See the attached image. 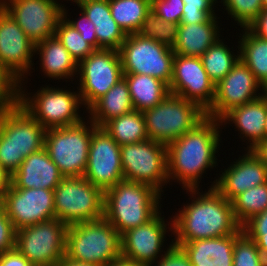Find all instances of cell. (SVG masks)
I'll return each instance as SVG.
<instances>
[{
	"instance_id": "obj_1",
	"label": "cell",
	"mask_w": 267,
	"mask_h": 266,
	"mask_svg": "<svg viewBox=\"0 0 267 266\" xmlns=\"http://www.w3.org/2000/svg\"><path fill=\"white\" fill-rule=\"evenodd\" d=\"M199 190L187 189L193 198L191 204L172 216L173 235L176 234L173 243L241 234L243 229L234 216L231 201L214 187L204 193Z\"/></svg>"
},
{
	"instance_id": "obj_2",
	"label": "cell",
	"mask_w": 267,
	"mask_h": 266,
	"mask_svg": "<svg viewBox=\"0 0 267 266\" xmlns=\"http://www.w3.org/2000/svg\"><path fill=\"white\" fill-rule=\"evenodd\" d=\"M220 125V119L206 116L192 130L167 145L169 183L172 179L185 190L199 189L203 173L217 164Z\"/></svg>"
},
{
	"instance_id": "obj_3",
	"label": "cell",
	"mask_w": 267,
	"mask_h": 266,
	"mask_svg": "<svg viewBox=\"0 0 267 266\" xmlns=\"http://www.w3.org/2000/svg\"><path fill=\"white\" fill-rule=\"evenodd\" d=\"M161 195L150 185L122 180L104 192V218L122 235L161 210Z\"/></svg>"
},
{
	"instance_id": "obj_4",
	"label": "cell",
	"mask_w": 267,
	"mask_h": 266,
	"mask_svg": "<svg viewBox=\"0 0 267 266\" xmlns=\"http://www.w3.org/2000/svg\"><path fill=\"white\" fill-rule=\"evenodd\" d=\"M46 129L20 104L0 113V168L11 177L30 154L44 147Z\"/></svg>"
},
{
	"instance_id": "obj_5",
	"label": "cell",
	"mask_w": 267,
	"mask_h": 266,
	"mask_svg": "<svg viewBox=\"0 0 267 266\" xmlns=\"http://www.w3.org/2000/svg\"><path fill=\"white\" fill-rule=\"evenodd\" d=\"M65 256L78 262L107 266L122 256L121 235L104 217L70 225Z\"/></svg>"
},
{
	"instance_id": "obj_6",
	"label": "cell",
	"mask_w": 267,
	"mask_h": 266,
	"mask_svg": "<svg viewBox=\"0 0 267 266\" xmlns=\"http://www.w3.org/2000/svg\"><path fill=\"white\" fill-rule=\"evenodd\" d=\"M142 113L148 138L165 145L182 137L206 117L205 110L197 103L171 93Z\"/></svg>"
},
{
	"instance_id": "obj_7",
	"label": "cell",
	"mask_w": 267,
	"mask_h": 266,
	"mask_svg": "<svg viewBox=\"0 0 267 266\" xmlns=\"http://www.w3.org/2000/svg\"><path fill=\"white\" fill-rule=\"evenodd\" d=\"M22 85V86H21ZM19 82L20 104L46 130L72 126L83 121L79 115V108L83 105L79 91L72 92L63 88L42 87L34 96L23 90Z\"/></svg>"
},
{
	"instance_id": "obj_8",
	"label": "cell",
	"mask_w": 267,
	"mask_h": 266,
	"mask_svg": "<svg viewBox=\"0 0 267 266\" xmlns=\"http://www.w3.org/2000/svg\"><path fill=\"white\" fill-rule=\"evenodd\" d=\"M55 217L68 226L104 217V192L83 177H64L54 189Z\"/></svg>"
},
{
	"instance_id": "obj_9",
	"label": "cell",
	"mask_w": 267,
	"mask_h": 266,
	"mask_svg": "<svg viewBox=\"0 0 267 266\" xmlns=\"http://www.w3.org/2000/svg\"><path fill=\"white\" fill-rule=\"evenodd\" d=\"M87 123L83 120L72 126L48 129L45 132L44 148L64 177L84 175L92 136V121Z\"/></svg>"
},
{
	"instance_id": "obj_10",
	"label": "cell",
	"mask_w": 267,
	"mask_h": 266,
	"mask_svg": "<svg viewBox=\"0 0 267 266\" xmlns=\"http://www.w3.org/2000/svg\"><path fill=\"white\" fill-rule=\"evenodd\" d=\"M68 227L54 218L20 228L15 248L33 266H55L65 256Z\"/></svg>"
},
{
	"instance_id": "obj_11",
	"label": "cell",
	"mask_w": 267,
	"mask_h": 266,
	"mask_svg": "<svg viewBox=\"0 0 267 266\" xmlns=\"http://www.w3.org/2000/svg\"><path fill=\"white\" fill-rule=\"evenodd\" d=\"M118 51L123 74L149 75L170 85L175 56L172 48L136 33L127 35Z\"/></svg>"
},
{
	"instance_id": "obj_12",
	"label": "cell",
	"mask_w": 267,
	"mask_h": 266,
	"mask_svg": "<svg viewBox=\"0 0 267 266\" xmlns=\"http://www.w3.org/2000/svg\"><path fill=\"white\" fill-rule=\"evenodd\" d=\"M120 151L124 180L150 185L160 194L164 191L169 182L167 145L148 139L123 144Z\"/></svg>"
},
{
	"instance_id": "obj_13",
	"label": "cell",
	"mask_w": 267,
	"mask_h": 266,
	"mask_svg": "<svg viewBox=\"0 0 267 266\" xmlns=\"http://www.w3.org/2000/svg\"><path fill=\"white\" fill-rule=\"evenodd\" d=\"M79 84L77 87L86 111L119 80L123 69L118 50H95L78 63Z\"/></svg>"
},
{
	"instance_id": "obj_14",
	"label": "cell",
	"mask_w": 267,
	"mask_h": 266,
	"mask_svg": "<svg viewBox=\"0 0 267 266\" xmlns=\"http://www.w3.org/2000/svg\"><path fill=\"white\" fill-rule=\"evenodd\" d=\"M120 148L103 127L92 122L88 162L83 176L103 192L124 180Z\"/></svg>"
},
{
	"instance_id": "obj_15",
	"label": "cell",
	"mask_w": 267,
	"mask_h": 266,
	"mask_svg": "<svg viewBox=\"0 0 267 266\" xmlns=\"http://www.w3.org/2000/svg\"><path fill=\"white\" fill-rule=\"evenodd\" d=\"M0 6L35 44L55 34L63 7L57 0H0Z\"/></svg>"
},
{
	"instance_id": "obj_16",
	"label": "cell",
	"mask_w": 267,
	"mask_h": 266,
	"mask_svg": "<svg viewBox=\"0 0 267 266\" xmlns=\"http://www.w3.org/2000/svg\"><path fill=\"white\" fill-rule=\"evenodd\" d=\"M3 202L6 216L11 220L16 231L56 218L54 190L18 189L10 183Z\"/></svg>"
},
{
	"instance_id": "obj_17",
	"label": "cell",
	"mask_w": 267,
	"mask_h": 266,
	"mask_svg": "<svg viewBox=\"0 0 267 266\" xmlns=\"http://www.w3.org/2000/svg\"><path fill=\"white\" fill-rule=\"evenodd\" d=\"M169 90L171 94L197 103L205 111L215 97V84L205 71L200 57L175 54Z\"/></svg>"
},
{
	"instance_id": "obj_18",
	"label": "cell",
	"mask_w": 267,
	"mask_h": 266,
	"mask_svg": "<svg viewBox=\"0 0 267 266\" xmlns=\"http://www.w3.org/2000/svg\"><path fill=\"white\" fill-rule=\"evenodd\" d=\"M258 90H262V93L257 96ZM263 94L262 85L239 59L230 72L215 85V97L212 105L205 111L206 116L220 119L230 109L249 103Z\"/></svg>"
},
{
	"instance_id": "obj_19",
	"label": "cell",
	"mask_w": 267,
	"mask_h": 266,
	"mask_svg": "<svg viewBox=\"0 0 267 266\" xmlns=\"http://www.w3.org/2000/svg\"><path fill=\"white\" fill-rule=\"evenodd\" d=\"M33 43L12 16L0 6V63L18 81L25 80L30 69H34ZM25 74V75H24Z\"/></svg>"
},
{
	"instance_id": "obj_20",
	"label": "cell",
	"mask_w": 267,
	"mask_h": 266,
	"mask_svg": "<svg viewBox=\"0 0 267 266\" xmlns=\"http://www.w3.org/2000/svg\"><path fill=\"white\" fill-rule=\"evenodd\" d=\"M165 222L167 221H164L159 211L147 223L123 233L121 235L122 257L144 266H153L154 262L163 256L161 248L165 242L166 232L173 233V220L170 221V227ZM167 229L169 230L166 231Z\"/></svg>"
},
{
	"instance_id": "obj_21",
	"label": "cell",
	"mask_w": 267,
	"mask_h": 266,
	"mask_svg": "<svg viewBox=\"0 0 267 266\" xmlns=\"http://www.w3.org/2000/svg\"><path fill=\"white\" fill-rule=\"evenodd\" d=\"M246 152L211 184L229 201L247 189L267 183V166L251 150Z\"/></svg>"
},
{
	"instance_id": "obj_22",
	"label": "cell",
	"mask_w": 267,
	"mask_h": 266,
	"mask_svg": "<svg viewBox=\"0 0 267 266\" xmlns=\"http://www.w3.org/2000/svg\"><path fill=\"white\" fill-rule=\"evenodd\" d=\"M64 176L43 147L25 157L10 183L18 189L42 188L54 190Z\"/></svg>"
},
{
	"instance_id": "obj_23",
	"label": "cell",
	"mask_w": 267,
	"mask_h": 266,
	"mask_svg": "<svg viewBox=\"0 0 267 266\" xmlns=\"http://www.w3.org/2000/svg\"><path fill=\"white\" fill-rule=\"evenodd\" d=\"M267 117V97L263 94L259 98L230 109L221 118V124H235L240 132V138H246L251 150L259 141L264 140V124ZM243 135V136H242Z\"/></svg>"
},
{
	"instance_id": "obj_24",
	"label": "cell",
	"mask_w": 267,
	"mask_h": 266,
	"mask_svg": "<svg viewBox=\"0 0 267 266\" xmlns=\"http://www.w3.org/2000/svg\"><path fill=\"white\" fill-rule=\"evenodd\" d=\"M240 234L174 243L188 254L192 266H233L234 240Z\"/></svg>"
},
{
	"instance_id": "obj_25",
	"label": "cell",
	"mask_w": 267,
	"mask_h": 266,
	"mask_svg": "<svg viewBox=\"0 0 267 266\" xmlns=\"http://www.w3.org/2000/svg\"><path fill=\"white\" fill-rule=\"evenodd\" d=\"M217 17L206 22L179 24L177 38L173 46L175 54L201 57L220 38Z\"/></svg>"
},
{
	"instance_id": "obj_26",
	"label": "cell",
	"mask_w": 267,
	"mask_h": 266,
	"mask_svg": "<svg viewBox=\"0 0 267 266\" xmlns=\"http://www.w3.org/2000/svg\"><path fill=\"white\" fill-rule=\"evenodd\" d=\"M77 6L95 25L98 45L102 49L119 50L127 35L113 19L109 0H84Z\"/></svg>"
},
{
	"instance_id": "obj_27",
	"label": "cell",
	"mask_w": 267,
	"mask_h": 266,
	"mask_svg": "<svg viewBox=\"0 0 267 266\" xmlns=\"http://www.w3.org/2000/svg\"><path fill=\"white\" fill-rule=\"evenodd\" d=\"M36 53L40 54V69L46 77L63 80L78 75V63L55 35L35 44Z\"/></svg>"
},
{
	"instance_id": "obj_28",
	"label": "cell",
	"mask_w": 267,
	"mask_h": 266,
	"mask_svg": "<svg viewBox=\"0 0 267 266\" xmlns=\"http://www.w3.org/2000/svg\"><path fill=\"white\" fill-rule=\"evenodd\" d=\"M134 110L128 84L123 77L108 92L98 99L87 111L89 119L103 127L109 120Z\"/></svg>"
},
{
	"instance_id": "obj_29",
	"label": "cell",
	"mask_w": 267,
	"mask_h": 266,
	"mask_svg": "<svg viewBox=\"0 0 267 266\" xmlns=\"http://www.w3.org/2000/svg\"><path fill=\"white\" fill-rule=\"evenodd\" d=\"M130 92L134 110L145 111L158 105L169 93V86L152 76L123 74Z\"/></svg>"
},
{
	"instance_id": "obj_30",
	"label": "cell",
	"mask_w": 267,
	"mask_h": 266,
	"mask_svg": "<svg viewBox=\"0 0 267 266\" xmlns=\"http://www.w3.org/2000/svg\"><path fill=\"white\" fill-rule=\"evenodd\" d=\"M239 39V59L249 68L263 88L267 86V39L256 36L248 27Z\"/></svg>"
},
{
	"instance_id": "obj_31",
	"label": "cell",
	"mask_w": 267,
	"mask_h": 266,
	"mask_svg": "<svg viewBox=\"0 0 267 266\" xmlns=\"http://www.w3.org/2000/svg\"><path fill=\"white\" fill-rule=\"evenodd\" d=\"M103 128L120 146L149 139L144 115L137 110L109 120Z\"/></svg>"
},
{
	"instance_id": "obj_32",
	"label": "cell",
	"mask_w": 267,
	"mask_h": 266,
	"mask_svg": "<svg viewBox=\"0 0 267 266\" xmlns=\"http://www.w3.org/2000/svg\"><path fill=\"white\" fill-rule=\"evenodd\" d=\"M111 15L126 35L136 34L151 10V0H109Z\"/></svg>"
},
{
	"instance_id": "obj_33",
	"label": "cell",
	"mask_w": 267,
	"mask_h": 266,
	"mask_svg": "<svg viewBox=\"0 0 267 266\" xmlns=\"http://www.w3.org/2000/svg\"><path fill=\"white\" fill-rule=\"evenodd\" d=\"M203 67L211 81L217 85L239 60L230 48L219 39L201 57Z\"/></svg>"
},
{
	"instance_id": "obj_34",
	"label": "cell",
	"mask_w": 267,
	"mask_h": 266,
	"mask_svg": "<svg viewBox=\"0 0 267 266\" xmlns=\"http://www.w3.org/2000/svg\"><path fill=\"white\" fill-rule=\"evenodd\" d=\"M231 203L236 220L243 226L253 216L267 209V183L245 190Z\"/></svg>"
},
{
	"instance_id": "obj_35",
	"label": "cell",
	"mask_w": 267,
	"mask_h": 266,
	"mask_svg": "<svg viewBox=\"0 0 267 266\" xmlns=\"http://www.w3.org/2000/svg\"><path fill=\"white\" fill-rule=\"evenodd\" d=\"M178 26L179 24L162 20L153 10H150L142 21L137 34L173 48L177 38Z\"/></svg>"
},
{
	"instance_id": "obj_36",
	"label": "cell",
	"mask_w": 267,
	"mask_h": 266,
	"mask_svg": "<svg viewBox=\"0 0 267 266\" xmlns=\"http://www.w3.org/2000/svg\"><path fill=\"white\" fill-rule=\"evenodd\" d=\"M54 35L77 63L96 50L63 16L57 22Z\"/></svg>"
},
{
	"instance_id": "obj_37",
	"label": "cell",
	"mask_w": 267,
	"mask_h": 266,
	"mask_svg": "<svg viewBox=\"0 0 267 266\" xmlns=\"http://www.w3.org/2000/svg\"><path fill=\"white\" fill-rule=\"evenodd\" d=\"M233 266H267L256 242L244 231L234 240Z\"/></svg>"
},
{
	"instance_id": "obj_38",
	"label": "cell",
	"mask_w": 267,
	"mask_h": 266,
	"mask_svg": "<svg viewBox=\"0 0 267 266\" xmlns=\"http://www.w3.org/2000/svg\"><path fill=\"white\" fill-rule=\"evenodd\" d=\"M241 28H247L264 9L261 0H221Z\"/></svg>"
},
{
	"instance_id": "obj_39",
	"label": "cell",
	"mask_w": 267,
	"mask_h": 266,
	"mask_svg": "<svg viewBox=\"0 0 267 266\" xmlns=\"http://www.w3.org/2000/svg\"><path fill=\"white\" fill-rule=\"evenodd\" d=\"M217 0H183V16L180 24L206 22L210 17H215L214 5Z\"/></svg>"
},
{
	"instance_id": "obj_40",
	"label": "cell",
	"mask_w": 267,
	"mask_h": 266,
	"mask_svg": "<svg viewBox=\"0 0 267 266\" xmlns=\"http://www.w3.org/2000/svg\"><path fill=\"white\" fill-rule=\"evenodd\" d=\"M19 82L0 63V113L18 104Z\"/></svg>"
},
{
	"instance_id": "obj_41",
	"label": "cell",
	"mask_w": 267,
	"mask_h": 266,
	"mask_svg": "<svg viewBox=\"0 0 267 266\" xmlns=\"http://www.w3.org/2000/svg\"><path fill=\"white\" fill-rule=\"evenodd\" d=\"M183 8V0H151V10L167 22L180 24Z\"/></svg>"
},
{
	"instance_id": "obj_42",
	"label": "cell",
	"mask_w": 267,
	"mask_h": 266,
	"mask_svg": "<svg viewBox=\"0 0 267 266\" xmlns=\"http://www.w3.org/2000/svg\"><path fill=\"white\" fill-rule=\"evenodd\" d=\"M62 7V16L71 24L87 42H89L96 50H101L102 48L98 45L97 36L95 33V25L88 19V16L83 11L81 12L79 19L77 21L67 19L68 12Z\"/></svg>"
},
{
	"instance_id": "obj_43",
	"label": "cell",
	"mask_w": 267,
	"mask_h": 266,
	"mask_svg": "<svg viewBox=\"0 0 267 266\" xmlns=\"http://www.w3.org/2000/svg\"><path fill=\"white\" fill-rule=\"evenodd\" d=\"M155 266H192V264L184 249L172 241L159 261L155 262Z\"/></svg>"
},
{
	"instance_id": "obj_44",
	"label": "cell",
	"mask_w": 267,
	"mask_h": 266,
	"mask_svg": "<svg viewBox=\"0 0 267 266\" xmlns=\"http://www.w3.org/2000/svg\"><path fill=\"white\" fill-rule=\"evenodd\" d=\"M16 230L11 220L5 216L0 221V254L15 249Z\"/></svg>"
},
{
	"instance_id": "obj_45",
	"label": "cell",
	"mask_w": 267,
	"mask_h": 266,
	"mask_svg": "<svg viewBox=\"0 0 267 266\" xmlns=\"http://www.w3.org/2000/svg\"><path fill=\"white\" fill-rule=\"evenodd\" d=\"M242 229L247 235H264L267 233V209L253 216L242 226Z\"/></svg>"
},
{
	"instance_id": "obj_46",
	"label": "cell",
	"mask_w": 267,
	"mask_h": 266,
	"mask_svg": "<svg viewBox=\"0 0 267 266\" xmlns=\"http://www.w3.org/2000/svg\"><path fill=\"white\" fill-rule=\"evenodd\" d=\"M0 266H33L16 248L0 254Z\"/></svg>"
},
{
	"instance_id": "obj_47",
	"label": "cell",
	"mask_w": 267,
	"mask_h": 266,
	"mask_svg": "<svg viewBox=\"0 0 267 266\" xmlns=\"http://www.w3.org/2000/svg\"><path fill=\"white\" fill-rule=\"evenodd\" d=\"M248 28L256 36L267 39V9H263Z\"/></svg>"
},
{
	"instance_id": "obj_48",
	"label": "cell",
	"mask_w": 267,
	"mask_h": 266,
	"mask_svg": "<svg viewBox=\"0 0 267 266\" xmlns=\"http://www.w3.org/2000/svg\"><path fill=\"white\" fill-rule=\"evenodd\" d=\"M257 244V247L262 254V258L267 264V233L264 235H248Z\"/></svg>"
},
{
	"instance_id": "obj_49",
	"label": "cell",
	"mask_w": 267,
	"mask_h": 266,
	"mask_svg": "<svg viewBox=\"0 0 267 266\" xmlns=\"http://www.w3.org/2000/svg\"><path fill=\"white\" fill-rule=\"evenodd\" d=\"M251 151L267 166V139L259 141Z\"/></svg>"
},
{
	"instance_id": "obj_50",
	"label": "cell",
	"mask_w": 267,
	"mask_h": 266,
	"mask_svg": "<svg viewBox=\"0 0 267 266\" xmlns=\"http://www.w3.org/2000/svg\"><path fill=\"white\" fill-rule=\"evenodd\" d=\"M10 184V177L4 173L0 168V202H3Z\"/></svg>"
},
{
	"instance_id": "obj_51",
	"label": "cell",
	"mask_w": 267,
	"mask_h": 266,
	"mask_svg": "<svg viewBox=\"0 0 267 266\" xmlns=\"http://www.w3.org/2000/svg\"><path fill=\"white\" fill-rule=\"evenodd\" d=\"M55 266H99L93 263L78 262L64 256Z\"/></svg>"
},
{
	"instance_id": "obj_52",
	"label": "cell",
	"mask_w": 267,
	"mask_h": 266,
	"mask_svg": "<svg viewBox=\"0 0 267 266\" xmlns=\"http://www.w3.org/2000/svg\"><path fill=\"white\" fill-rule=\"evenodd\" d=\"M107 266H144V265L136 263L132 260L126 259L121 256L115 259L114 261H111Z\"/></svg>"
},
{
	"instance_id": "obj_53",
	"label": "cell",
	"mask_w": 267,
	"mask_h": 266,
	"mask_svg": "<svg viewBox=\"0 0 267 266\" xmlns=\"http://www.w3.org/2000/svg\"><path fill=\"white\" fill-rule=\"evenodd\" d=\"M6 216L4 202H0V221Z\"/></svg>"
},
{
	"instance_id": "obj_54",
	"label": "cell",
	"mask_w": 267,
	"mask_h": 266,
	"mask_svg": "<svg viewBox=\"0 0 267 266\" xmlns=\"http://www.w3.org/2000/svg\"><path fill=\"white\" fill-rule=\"evenodd\" d=\"M264 139H267V117H266V121L264 124Z\"/></svg>"
},
{
	"instance_id": "obj_55",
	"label": "cell",
	"mask_w": 267,
	"mask_h": 266,
	"mask_svg": "<svg viewBox=\"0 0 267 266\" xmlns=\"http://www.w3.org/2000/svg\"><path fill=\"white\" fill-rule=\"evenodd\" d=\"M263 8L267 9V0H261Z\"/></svg>"
},
{
	"instance_id": "obj_56",
	"label": "cell",
	"mask_w": 267,
	"mask_h": 266,
	"mask_svg": "<svg viewBox=\"0 0 267 266\" xmlns=\"http://www.w3.org/2000/svg\"><path fill=\"white\" fill-rule=\"evenodd\" d=\"M69 1H73V2H75L78 5L80 2H82L84 0H69Z\"/></svg>"
},
{
	"instance_id": "obj_57",
	"label": "cell",
	"mask_w": 267,
	"mask_h": 266,
	"mask_svg": "<svg viewBox=\"0 0 267 266\" xmlns=\"http://www.w3.org/2000/svg\"><path fill=\"white\" fill-rule=\"evenodd\" d=\"M264 95L267 97V86L264 88Z\"/></svg>"
}]
</instances>
